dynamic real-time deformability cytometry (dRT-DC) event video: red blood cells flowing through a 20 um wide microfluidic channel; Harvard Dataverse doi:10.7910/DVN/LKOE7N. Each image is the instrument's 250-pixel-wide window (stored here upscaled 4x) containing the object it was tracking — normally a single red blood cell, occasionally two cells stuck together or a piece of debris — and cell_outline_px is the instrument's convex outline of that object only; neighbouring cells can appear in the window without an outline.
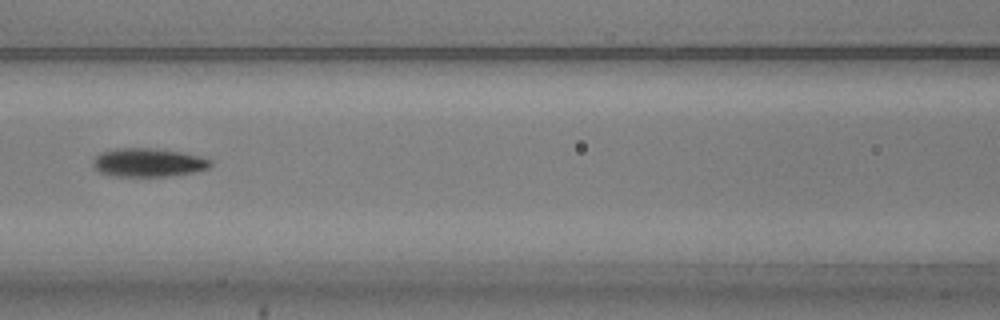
{"species": "common noctule bat (a hibernating species)", "species_latin": "Nyctalus noctula", "temperature_condition": "warm", "stored_images_in_passage": 5, "camera_frame_rate_fps": 3000, "um_per_image_px": 0.085, "animal": {"sex": "male", "body_mass_g": 20.5, "forearm_length_mm": 52.5}, "frame": {"image": 1, "passage_image": 5, "time_ms": 1.333, "image_size_px": [1000, 320], "cell_outline_px": [[212, 164], [208, 168], [192, 172], [164, 176], [116, 176], [100, 172], [92, 168], [92, 164], [96, 156], [100, 152], [116, 148], [148, 148], [180, 152], [200, 156], [212, 160]], "centroid_in_image_um": [12.56, 13.81], "position_along_channel_um": 154.0, "area_um2": 19.36}}